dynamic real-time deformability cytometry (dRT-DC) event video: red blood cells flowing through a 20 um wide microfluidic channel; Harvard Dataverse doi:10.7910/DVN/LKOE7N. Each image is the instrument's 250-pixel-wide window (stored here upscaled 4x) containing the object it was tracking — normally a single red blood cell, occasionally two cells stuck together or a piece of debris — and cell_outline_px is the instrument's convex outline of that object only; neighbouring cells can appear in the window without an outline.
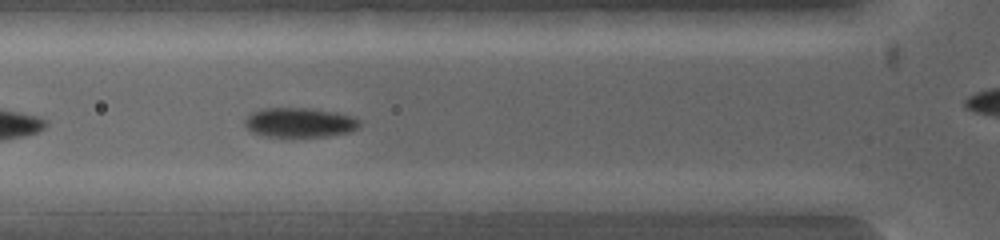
{"species": "common noctule bat (a hibernating species)", "species_latin": "Nyctalus noctula", "temperature_condition": "warm", "stored_images_in_passage": 4, "camera_frame_rate_fps": 5000, "um_per_image_px": 0.085, "animal": {"sex": "female", "body_mass_g": 19.0, "forearm_length_mm": 53.3}, "frame": {"image": 1, "passage_image": 4, "time_ms": 1.8, "image_size_px": [1000, 240], "cell_outline_px": [[604, 200], [564, 212], [500, 212], [496, 204], [496, 200], [560, 192], [600, 192]], "centroid_in_image_um": [46.68, 17.19], "position_along_channel_um": 79.1, "area_um2": 11.79}}